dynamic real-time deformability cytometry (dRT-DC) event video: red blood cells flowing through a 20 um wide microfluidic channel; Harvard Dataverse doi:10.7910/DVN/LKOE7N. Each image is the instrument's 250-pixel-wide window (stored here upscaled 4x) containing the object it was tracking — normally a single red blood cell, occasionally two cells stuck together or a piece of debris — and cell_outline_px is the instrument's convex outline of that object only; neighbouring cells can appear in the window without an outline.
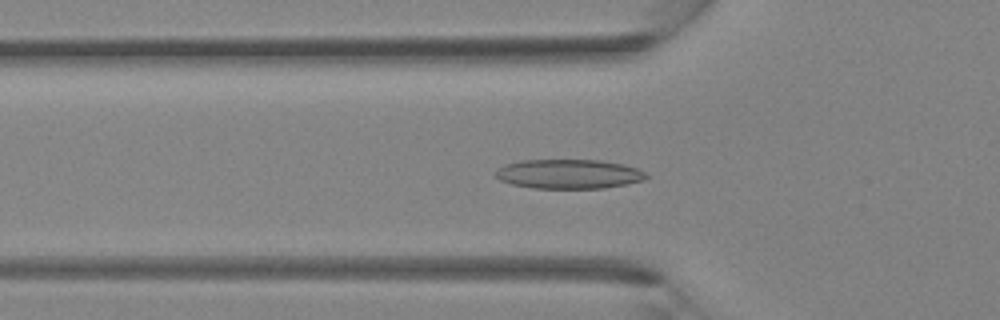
{"species": "Egyptian fruit bat (a non-hibernating species)", "species_latin": "Rousettus aegyptiacus", "temperature_condition": "room temperature", "stored_images_in_passage": 39, "camera_frame_rate_fps": 3000, "um_per_image_px": 0.085, "animal": {"sex": "female"}, "frame": {"image": 1, "passage_image": 13, "time_ms": 4.0, "image_size_px": [1000, 320], "cell_outline_px": [[648, 176], [644, 180], [628, 184], [604, 188], [532, 188], [512, 184], [500, 180], [496, 176], [496, 172], [504, 164], [520, 160], [600, 160], [624, 164], [636, 168], [644, 172]], "centroid_in_image_um": [48.36, 14.79], "position_along_channel_um": 77.4, "area_um2": 25.78}}
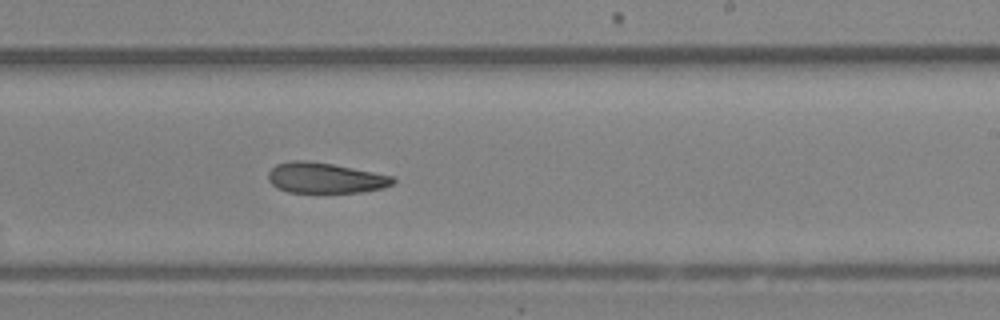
{"frame": {"image": 2, "passage_image": 24, "time_ms": 7.667, "image_size_px": [1000, 320], "cell_outline_px": [[396, 180], [392, 184], [384, 188], [360, 192], [288, 192], [276, 188], [268, 180], [268, 172], [276, 164], [292, 160], [308, 160], [332, 164], [392, 176]], "centroid_in_image_um": [27.6, 15.12], "position_along_channel_um": 261.4, "area_um2": 22.08}}
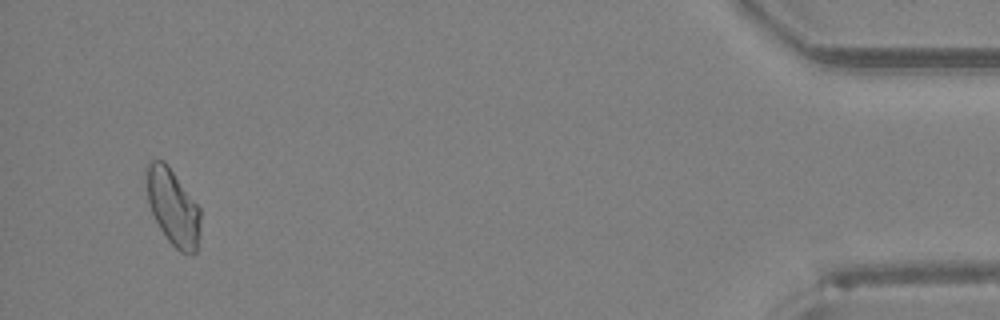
{"frame": {"image": 3, "passage_image": 38, "time_ms": 12.333, "image_size_px": [1000, 320], "cell_outline_px": [[200, 232], [196, 252], [180, 252], [168, 240], [160, 228], [152, 212], [148, 200], [144, 172], [144, 168], [148, 160], [164, 160], [168, 164], [200, 208]], "centroid_in_image_um": [14.67, 17.53], "position_along_channel_um": 420.5, "area_um2": 24.1}}